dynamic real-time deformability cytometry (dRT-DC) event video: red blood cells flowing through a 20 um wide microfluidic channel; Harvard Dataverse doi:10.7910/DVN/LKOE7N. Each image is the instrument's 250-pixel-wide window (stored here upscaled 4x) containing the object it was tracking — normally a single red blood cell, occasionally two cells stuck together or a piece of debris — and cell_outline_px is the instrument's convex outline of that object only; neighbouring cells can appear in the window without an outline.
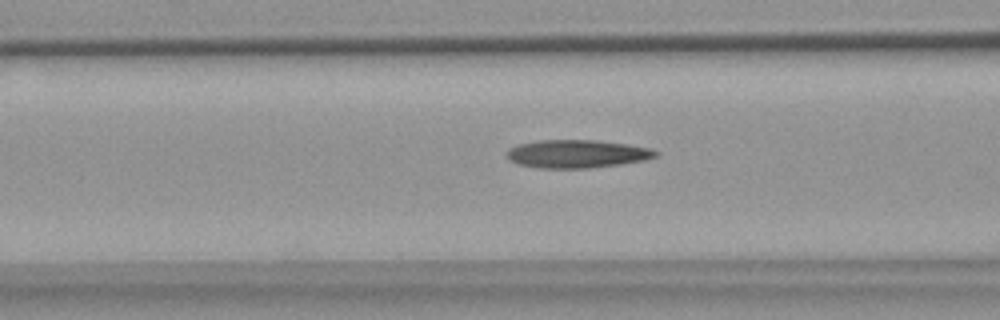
{"species": "common noctule bat (a hibernating species)", "species_latin": "Nyctalus noctula", "temperature_condition": "warm", "stored_images_in_passage": 54, "camera_frame_rate_fps": 3000, "um_per_image_px": 0.085, "animal": {"sex": "female", "body_mass_g": 18.4}, "frame": {"image": 1, "passage_image": 20, "time_ms": 6.333, "image_size_px": [1000, 320], "cell_outline_px": [[660, 152], [656, 156], [644, 160], [620, 164], [588, 168], [540, 168], [520, 164], [508, 160], [504, 152], [508, 148], [520, 144], [536, 140], [596, 140], [628, 144], [652, 148]], "centroid_in_image_um": [49.03, 13.07], "position_along_channel_um": 117.6, "area_um2": 24.51}}
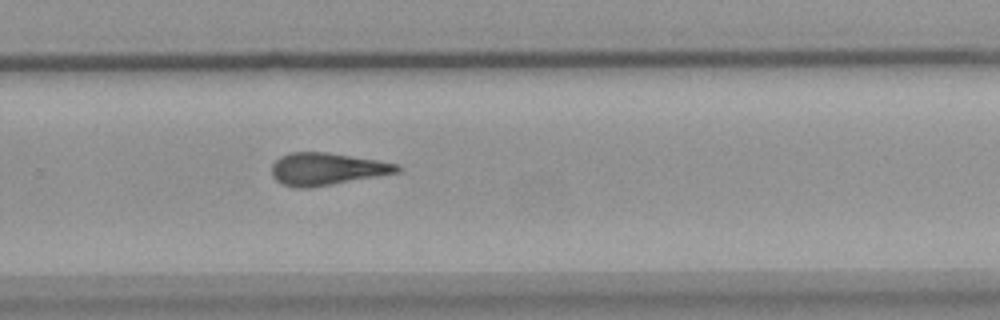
{"frame": {"image": 2, "passage_image": 35, "time_ms": 11.333, "image_size_px": [1000, 320], "cell_outline_px": [[404, 168], [400, 172], [332, 184], [308, 188], [296, 188], [280, 184], [272, 176], [272, 164], [280, 156], [292, 152], [328, 152], [400, 164]], "centroid_in_image_um": [27.78, 14.36], "position_along_channel_um": 302.0, "area_um2": 23.7}}
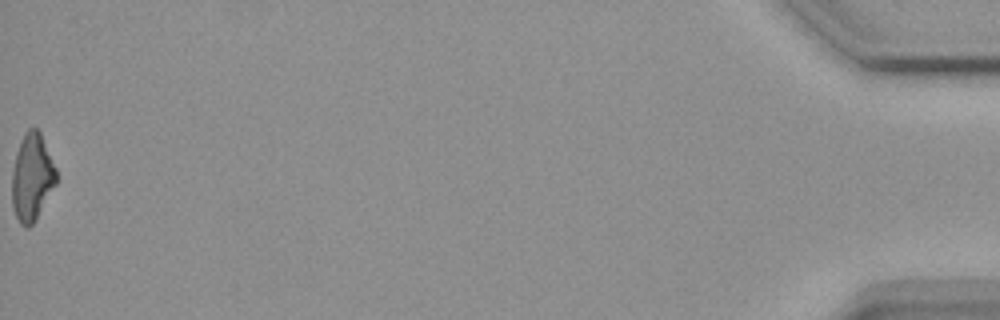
{"frame": {"image": 3, "passage_image": 54, "time_ms": 17.667, "image_size_px": [1000, 320], "cell_outline_px": [[56, 184], [36, 220], [28, 228], [24, 228], [20, 224], [12, 208], [12, 172], [16, 152], [20, 140], [24, 132], [28, 128], [36, 128], [40, 132], [56, 168]], "centroid_in_image_um": [2.7, 15.08], "position_along_channel_um": 432.5, "area_um2": 22.66}, "authors_computed_cell_mechanics": {"area_um2": 23.4957, "velocity_mm_per_s": 3.6974, "shape_relaxation_time_tau1_ms": null, "shape_relaxation_time_tau2_ms": 4.8561, "deformation_change_tau1": null, "deformation_change_tau2": 0.1865}}